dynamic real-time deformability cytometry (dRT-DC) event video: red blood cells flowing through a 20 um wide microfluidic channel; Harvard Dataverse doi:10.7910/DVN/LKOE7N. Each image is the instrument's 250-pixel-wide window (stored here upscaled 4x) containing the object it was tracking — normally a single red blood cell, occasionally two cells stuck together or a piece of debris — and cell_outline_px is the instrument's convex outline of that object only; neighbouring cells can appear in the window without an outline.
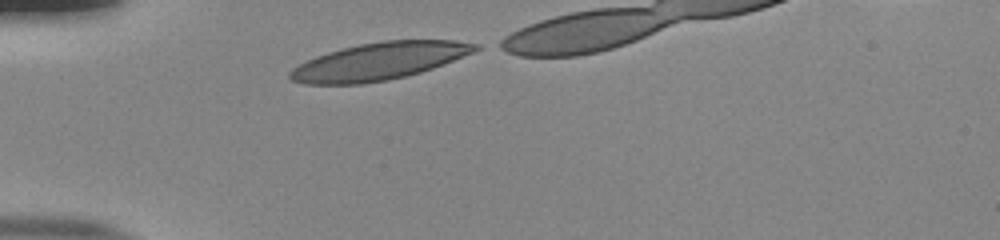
{"species": "human", "species_latin": "Homo sapiens", "temperature_condition": "room temperature", "stored_images_in_passage": 10, "camera_frame_rate_fps": 3000, "um_per_image_px": 0.085, "donor": {"sex": "male"}, "frame": {"image": 1, "passage_image": 1, "time_ms": 0.0, "image_size_px": [1000, 240], "cell_outline_px": [[480, 48], [472, 52], [444, 64], [420, 72], [388, 80], [360, 84], [304, 84], [292, 80], [288, 76], [288, 72], [292, 68], [316, 56], [328, 52], [360, 44], [384, 40], [452, 40], [480, 44]], "centroid_in_image_um": [32.21, 5.21], "position_along_channel_um": 52.8, "area_um2": 39.94}}
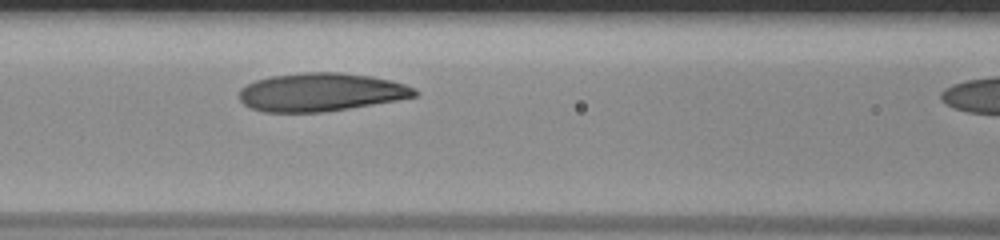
{"frame": {"image": 2, "passage_image": 9, "time_ms": 2.667, "image_size_px": [1000, 240], "cell_outline_px": [[420, 92], [416, 96], [396, 100], [324, 112], [264, 112], [252, 108], [244, 104], [240, 100], [240, 88], [256, 80], [272, 76], [304, 72], [340, 72], [372, 76], [392, 80], [416, 88]], "centroid_in_image_um": [27.3, 7.82], "position_along_channel_um": 139.3, "area_um2": 39.07}}